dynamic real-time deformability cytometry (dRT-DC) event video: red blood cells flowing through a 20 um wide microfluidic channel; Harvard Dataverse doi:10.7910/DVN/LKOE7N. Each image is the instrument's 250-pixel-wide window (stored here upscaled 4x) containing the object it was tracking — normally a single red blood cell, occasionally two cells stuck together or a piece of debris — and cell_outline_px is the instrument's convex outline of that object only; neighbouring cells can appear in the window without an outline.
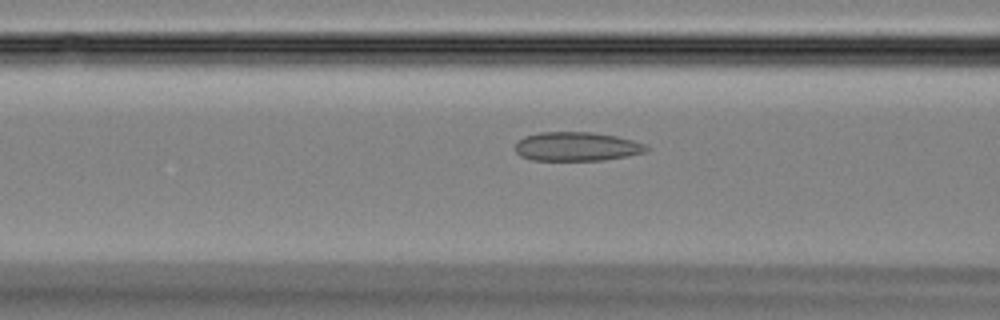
{"species": "Egyptian fruit bat (a non-hibernating species)", "species_latin": "Rousettus aegyptiacus", "temperature_condition": "room temperature", "stored_images_in_passage": 45, "camera_frame_rate_fps": 3000, "um_per_image_px": 0.085, "animal": {"sex": "female"}, "frame": {"image": 1, "passage_image": 17, "time_ms": 5.333, "image_size_px": [1000, 320], "cell_outline_px": [[648, 148], [644, 152], [628, 156], [604, 160], [532, 160], [520, 156], [516, 152], [516, 144], [524, 136], [540, 132], [592, 132], [616, 136], [632, 140], [644, 144]], "centroid_in_image_um": [49.0, 12.45], "position_along_channel_um": 117.6, "area_um2": 22.02}}
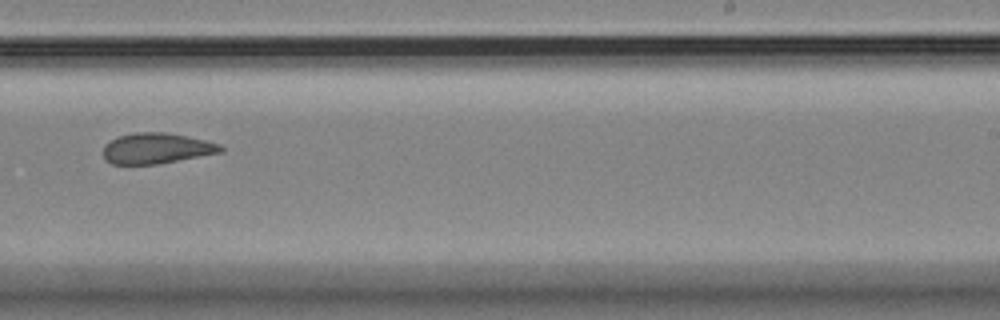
{"frame": {"image": 2, "passage_image": 28, "time_ms": 9.0, "image_size_px": [1000, 320], "cell_outline_px": [[224, 152], [156, 164], [112, 164], [104, 160], [104, 144], [120, 136], [136, 132], [164, 132], [204, 140], [220, 144], [224, 148]], "centroid_in_image_um": [13.3, 12.62], "position_along_channel_um": 275.7, "area_um2": 20.81}}
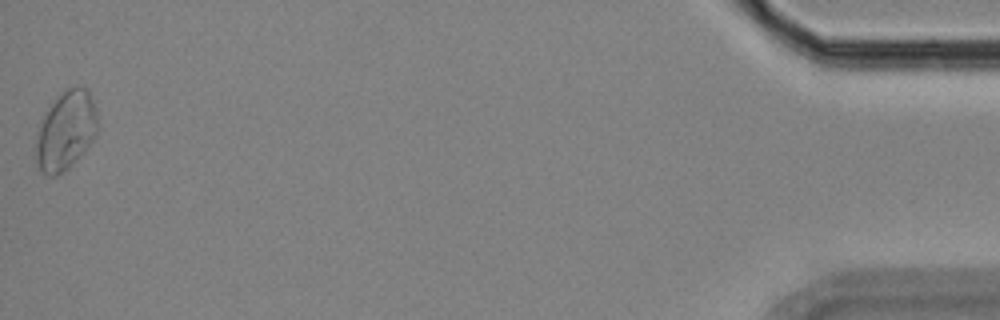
{"frame": {"image": 3, "passage_image": 45, "time_ms": 14.667, "image_size_px": [1000, 320], "cell_outline_px": [[96, 136], [84, 152], [64, 172], [56, 176], [48, 176], [40, 172], [36, 160], [36, 140], [40, 124], [44, 112], [56, 96], [68, 88], [84, 84], [88, 88], [96, 108]], "centroid_in_image_um": [5.59, 11.08], "position_along_channel_um": 429.6, "area_um2": 28.67}}